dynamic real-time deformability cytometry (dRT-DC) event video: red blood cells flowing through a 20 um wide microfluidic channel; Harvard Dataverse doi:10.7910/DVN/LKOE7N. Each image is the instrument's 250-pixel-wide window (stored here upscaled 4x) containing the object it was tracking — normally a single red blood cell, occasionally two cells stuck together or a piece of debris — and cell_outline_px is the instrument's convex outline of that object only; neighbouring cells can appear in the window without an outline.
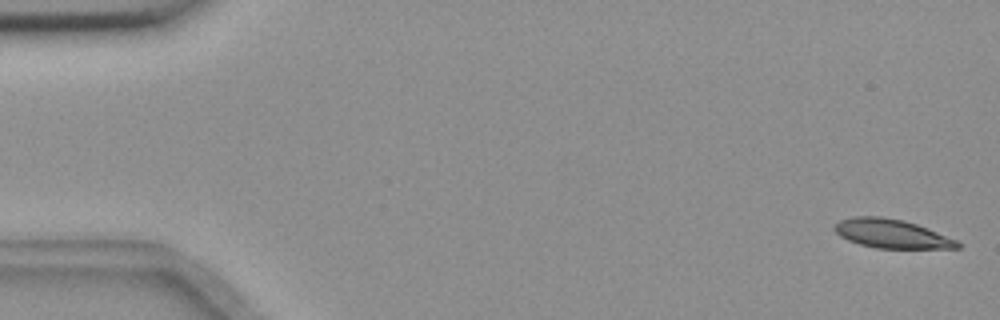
{"species": "common noctule bat (a hibernating species)", "species_latin": "Nyctalus noctula", "temperature_condition": "room temperature", "stored_images_in_passage": 6, "camera_frame_rate_fps": 3000, "um_per_image_px": 0.085, "animal": {"sex": "female", "body_mass_g": 18.4}, "frame": {"image": 1, "passage_image": 1, "time_ms": 0.0, "image_size_px": [1000, 320], "cell_outline_px": [[960, 248], [876, 248], [860, 244], [848, 240], [840, 236], [832, 228], [840, 220], [852, 216], [880, 216], [904, 220], [916, 224], [956, 240], [960, 244]], "centroid_in_image_um": [75.74, 19.85], "position_along_channel_um": 9.3, "area_um2": 20.46}}
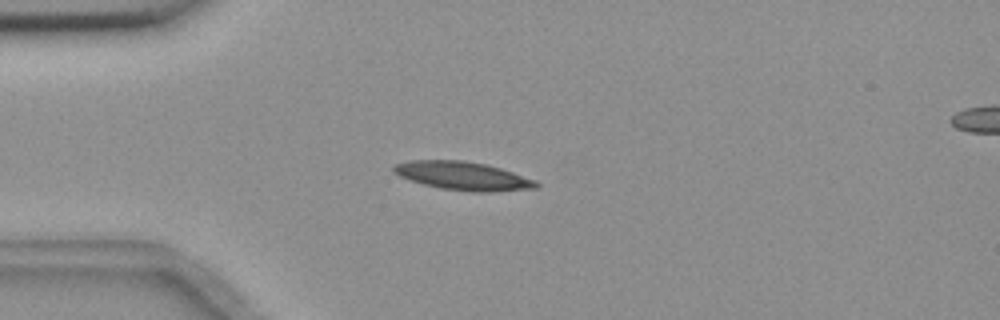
{"frame": {"image": 2, "passage_image": 4, "time_ms": 1.0, "image_size_px": [1000, 320], "cell_outline_px": [[540, 184], [536, 188], [492, 192], [472, 192], [440, 188], [424, 184], [400, 176], [392, 172], [392, 164], [412, 160], [464, 160], [488, 164], [536, 180]], "centroid_in_image_um": [39.35, 14.94], "position_along_channel_um": 45.7, "area_um2": 23.7}}